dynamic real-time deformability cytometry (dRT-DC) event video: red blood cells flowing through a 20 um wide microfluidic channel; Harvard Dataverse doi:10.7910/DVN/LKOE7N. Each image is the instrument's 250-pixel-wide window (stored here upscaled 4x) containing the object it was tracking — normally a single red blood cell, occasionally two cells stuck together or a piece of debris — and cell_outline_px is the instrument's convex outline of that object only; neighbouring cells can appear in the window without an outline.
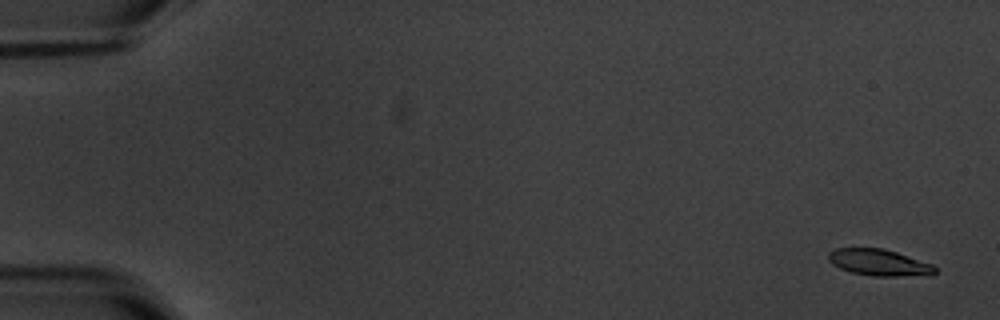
{"species": "common noctule bat (a hibernating species)", "species_latin": "Nyctalus noctula", "temperature_condition": "warm", "stored_images_in_passage": 9, "camera_frame_rate_fps": 3000, "um_per_image_px": 0.085, "animal": {"sex": "male", "body_mass_g": 20.1, "forearm_length_mm": 53.5}, "frame": {"image": 1, "passage_image": 1, "time_ms": 0.0, "image_size_px": [1000, 320], "cell_outline_px": [[936, 272], [932, 276], [872, 276], [852, 272], [840, 268], [832, 264], [828, 260], [828, 252], [836, 248], [884, 248], [932, 264], [936, 268]], "centroid_in_image_um": [74.74, 22.32], "position_along_channel_um": 10.3, "area_um2": 16.59}}
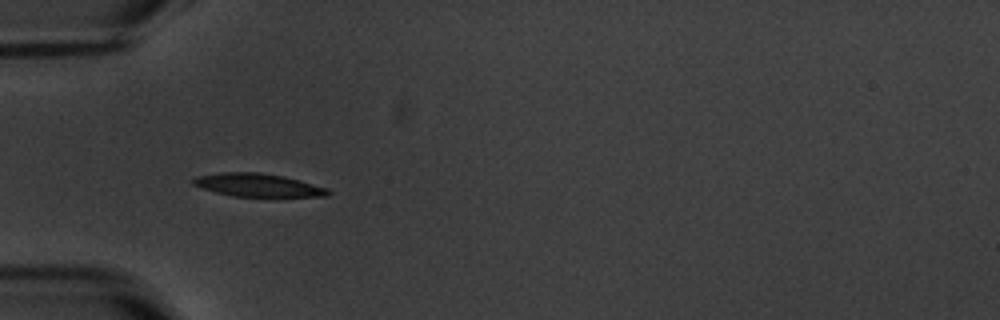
{"frame": {"image": 2, "passage_image": 6, "time_ms": 5.667, "image_size_px": [1000, 320], "cell_outline_px": [[332, 192], [328, 196], [276, 200], [232, 196], [216, 192], [192, 184], [192, 180], [196, 176], [220, 172], [260, 172], [284, 176], [300, 180], [328, 188]], "centroid_in_image_um": [22.06, 15.79], "position_along_channel_um": 62.9, "area_um2": 19.48}}
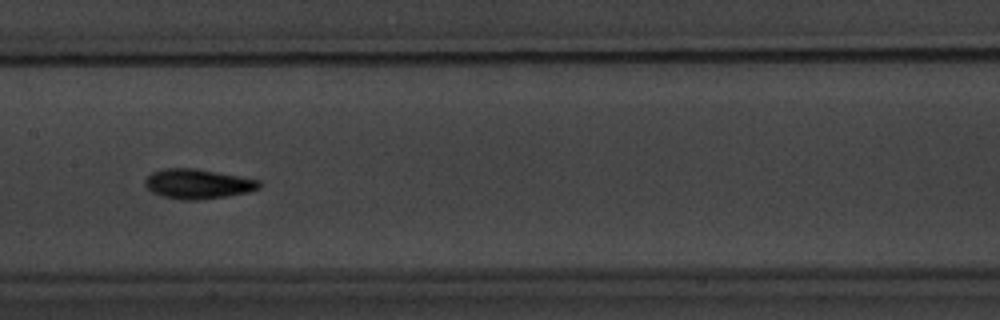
{"frame": {"image": 3, "passage_image": 9, "time_ms": 9.333, "image_size_px": [1000, 320], "cell_outline_px": [[260, 188], [248, 192], [200, 200], [184, 200], [160, 196], [152, 192], [144, 184], [144, 180], [152, 172], [164, 168], [196, 168], [260, 180]], "centroid_in_image_um": [16.78, 15.63], "position_along_channel_um": 190.6, "area_um2": 19.77}}